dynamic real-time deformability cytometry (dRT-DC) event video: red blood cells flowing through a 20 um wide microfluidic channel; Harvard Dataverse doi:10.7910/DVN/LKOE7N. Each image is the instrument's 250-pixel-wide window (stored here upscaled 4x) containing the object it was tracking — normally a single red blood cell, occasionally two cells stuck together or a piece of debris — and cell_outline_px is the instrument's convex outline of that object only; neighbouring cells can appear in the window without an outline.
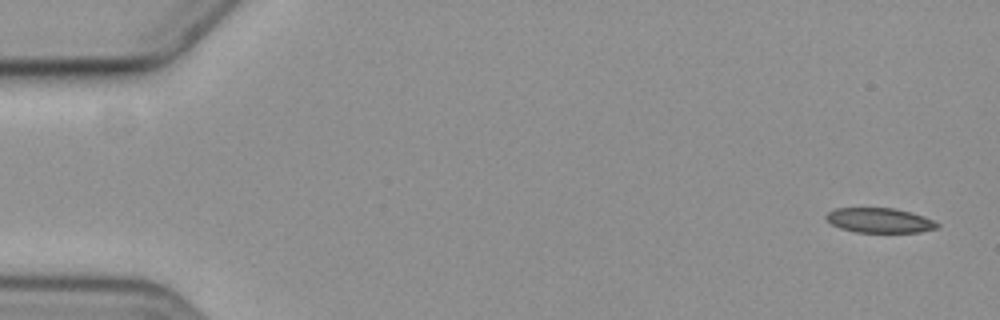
{"species": "common noctule bat (a hibernating species)", "species_latin": "Nyctalus noctula", "temperature_condition": "cold", "stored_images_in_passage": 5, "camera_frame_rate_fps": 3000, "um_per_image_px": 0.085, "animal": {"sex": "female", "body_mass_g": 19.3, "forearm_length_mm": 54.1}, "frame": {"image": 1, "passage_image": 1, "time_ms": 0.0, "image_size_px": [1000, 320], "cell_outline_px": [[940, 224], [936, 228], [920, 232], [856, 232], [840, 228], [832, 224], [824, 216], [828, 212], [836, 208], [892, 208], [924, 216]], "centroid_in_image_um": [74.74, 18.73], "position_along_channel_um": 10.3, "area_um2": 15.84}}
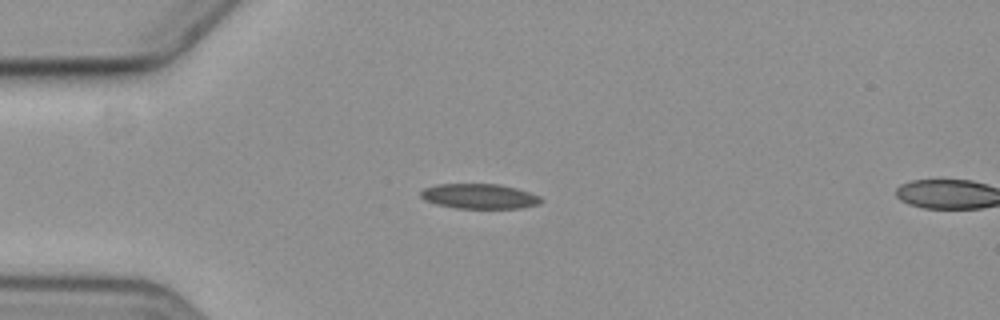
{"frame": {"image": 2, "passage_image": 4, "time_ms": 4.333, "image_size_px": [1000, 320], "cell_outline_px": [[544, 200], [540, 204], [520, 208], [456, 208], [436, 204], [424, 200], [420, 196], [420, 192], [424, 188], [436, 184], [496, 184], [516, 188], [540, 196]], "centroid_in_image_um": [40.74, 16.68], "position_along_channel_um": 44.3, "area_um2": 17.51}}